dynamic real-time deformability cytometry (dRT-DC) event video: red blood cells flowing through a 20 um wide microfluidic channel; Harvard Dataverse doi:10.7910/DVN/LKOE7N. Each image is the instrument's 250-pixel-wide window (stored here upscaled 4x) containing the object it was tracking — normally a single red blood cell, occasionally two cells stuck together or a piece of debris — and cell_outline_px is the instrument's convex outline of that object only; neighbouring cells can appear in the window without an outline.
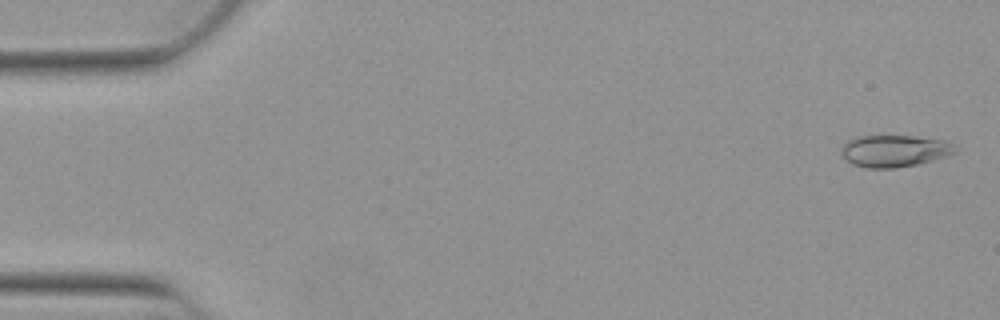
{"species": "Egyptian fruit bat (a non-hibernating species)", "species_latin": "Rousettus aegyptiacus", "temperature_condition": "warm", "stored_images_in_passage": 13, "camera_frame_rate_fps": 3000, "um_per_image_px": 0.085, "animal": {"sex": "female"}, "frame": {"image": 1, "passage_image": 2, "time_ms": 0.333, "image_size_px": [1000, 320], "cell_outline_px": [[956, 152], [948, 156], [916, 164], [896, 168], [868, 168], [852, 164], [840, 152], [844, 144], [848, 140], [860, 136], [912, 136], [944, 140], [952, 144], [956, 148]], "centroid_in_image_um": [76.03, 12.83], "position_along_channel_um": 9.0, "area_um2": 20.98}}